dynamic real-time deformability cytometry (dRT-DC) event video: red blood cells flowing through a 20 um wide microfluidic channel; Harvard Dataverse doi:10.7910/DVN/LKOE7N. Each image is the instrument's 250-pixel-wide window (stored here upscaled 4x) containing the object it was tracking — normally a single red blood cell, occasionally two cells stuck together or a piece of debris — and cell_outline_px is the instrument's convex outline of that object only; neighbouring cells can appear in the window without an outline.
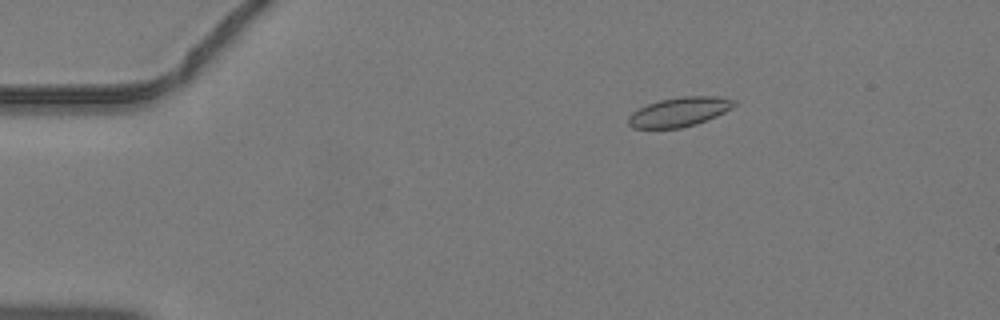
{"species": "common noctule bat (a hibernating species)", "species_latin": "Nyctalus noctula", "temperature_condition": "warm", "stored_images_in_passage": 47, "camera_frame_rate_fps": 3000, "um_per_image_px": 0.085, "animal": {"sex": "male", "body_mass_g": 19.2, "forearm_length_mm": 51.8}, "frame": {"image": 1, "passage_image": 9, "time_ms": 2.667, "image_size_px": [1000, 320], "cell_outline_px": [[736, 104], [732, 108], [708, 120], [696, 124], [680, 128], [632, 128], [628, 124], [628, 116], [632, 112], [648, 104], [660, 100], [680, 96], [716, 96], [736, 100]], "centroid_in_image_um": [57.75, 9.51], "position_along_channel_um": 27.3, "area_um2": 18.09}}
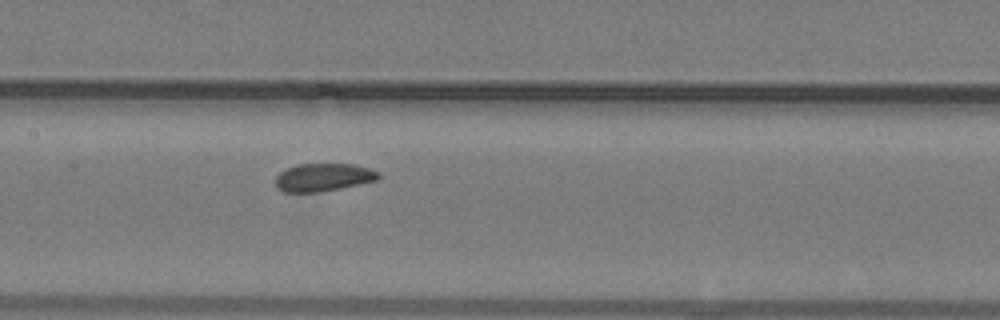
{"frame": {"image": 2, "passage_image": 24, "time_ms": 7.667, "image_size_px": [1000, 320], "cell_outline_px": [[380, 176], [376, 180], [340, 188], [316, 192], [284, 192], [276, 188], [276, 176], [280, 172], [296, 164], [352, 164], [368, 168], [380, 172]], "centroid_in_image_um": [27.46, 15.07], "position_along_channel_um": 179.9, "area_um2": 16.59}}
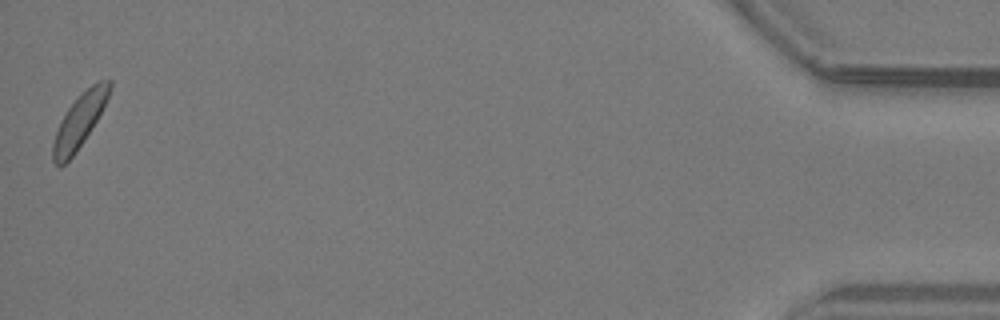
{"frame": {"image": 3, "passage_image": 47, "time_ms": 15.333, "image_size_px": [1000, 320], "cell_outline_px": [[112, 88], [92, 128], [76, 152], [60, 168], [52, 160], [52, 144], [60, 120], [68, 108], [92, 84], [100, 80], [112, 80]], "centroid_in_image_um": [6.73, 10.32], "position_along_channel_um": 428.5, "area_um2": 17.22}}